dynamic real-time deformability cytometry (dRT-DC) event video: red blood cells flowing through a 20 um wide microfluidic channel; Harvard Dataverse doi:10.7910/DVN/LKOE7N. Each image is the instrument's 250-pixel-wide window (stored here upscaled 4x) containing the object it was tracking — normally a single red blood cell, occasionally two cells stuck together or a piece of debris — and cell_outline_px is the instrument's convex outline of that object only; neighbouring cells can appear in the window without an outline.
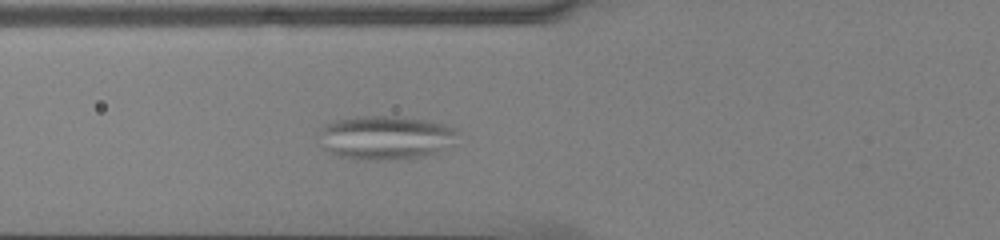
{"species": "common noctule bat (a hibernating species)", "species_latin": "Nyctalus noctula", "temperature_condition": "cold", "stored_images_in_passage": 41, "camera_frame_rate_fps": 3000, "um_per_image_px": 0.085, "animal": {"sex": "male", "body_mass_g": 13.0, "forearm_length_mm": 53.1}, "frame": {"image": 1, "passage_image": 9, "time_ms": 2.667, "image_size_px": [1000, 240], "cell_outline_px": [[456, 132], [436, 152], [420, 156], [396, 160], [360, 160], [332, 156], [324, 148], [320, 132], [320, 128], [324, 124], [336, 120], [356, 116], [396, 116], [428, 120], [444, 124], [456, 128]], "centroid_in_image_um": [32.63, 11.69], "position_along_channel_um": 93.2, "area_um2": 35.03}}
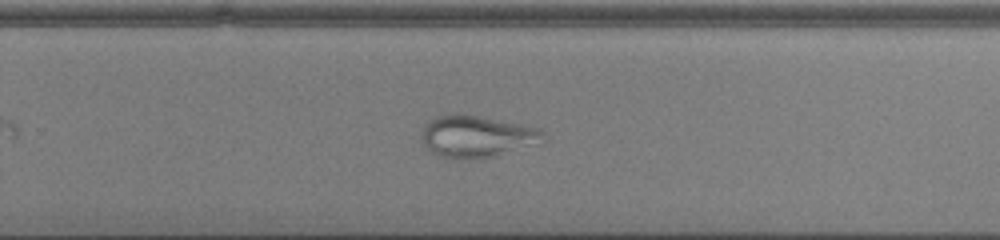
{"frame": {"image": 2, "passage_image": 24, "time_ms": 7.667, "image_size_px": [1000, 240], "cell_outline_px": [[544, 132], [540, 144], [496, 156], [440, 156], [432, 152], [420, 140], [420, 132], [424, 124], [428, 120], [436, 116], [456, 112], [464, 112], [540, 128]], "centroid_in_image_um": [40.51, 11.52], "position_along_channel_um": 289.3, "area_um2": 29.71}}
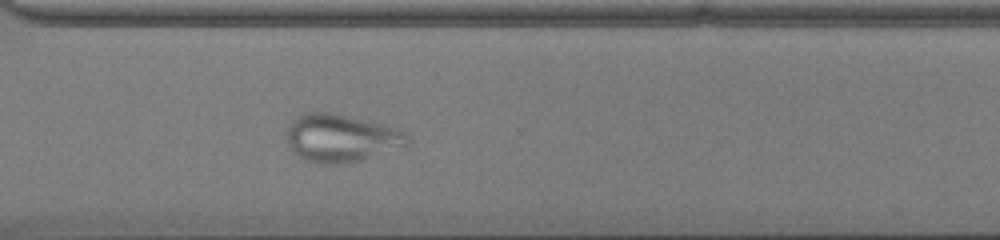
{"frame": {"image": 3, "passage_image": 28, "time_ms": 9.0, "image_size_px": [1000, 240], "cell_outline_px": [[412, 140], [408, 144], [356, 160], [336, 164], [320, 164], [304, 160], [292, 152], [288, 144], [288, 124], [296, 116], [304, 112], [332, 112], [384, 124], [400, 128], [408, 132]], "centroid_in_image_um": [28.98, 11.7], "position_along_channel_um": 341.6, "area_um2": 33.58}}